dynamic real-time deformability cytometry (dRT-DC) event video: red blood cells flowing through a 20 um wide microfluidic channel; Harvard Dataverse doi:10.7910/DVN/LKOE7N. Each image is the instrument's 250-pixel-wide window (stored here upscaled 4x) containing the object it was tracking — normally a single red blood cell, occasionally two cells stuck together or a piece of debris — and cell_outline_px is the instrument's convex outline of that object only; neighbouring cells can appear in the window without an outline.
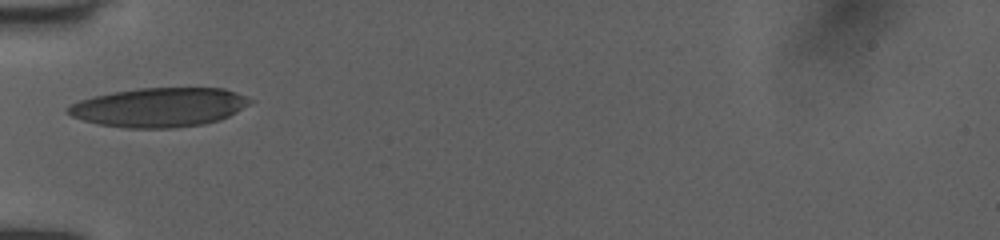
{"species": "human", "species_latin": "Homo sapiens", "temperature_condition": "room temperature", "stored_images_in_passage": 4, "camera_frame_rate_fps": 3000, "um_per_image_px": 0.085, "donor": {"sex": "female"}, "frame": {"image": 1, "passage_image": 3, "time_ms": 0.667, "image_size_px": [1000, 240], "cell_outline_px": [[256, 100], [236, 112], [220, 120], [204, 124], [172, 128], [128, 128], [100, 124], [84, 120], [72, 116], [64, 108], [80, 100], [92, 96], [112, 92], [136, 88], [224, 88], [236, 92]], "centroid_in_image_um": [13.56, 9.11], "position_along_channel_um": 71.4, "area_um2": 41.62}}